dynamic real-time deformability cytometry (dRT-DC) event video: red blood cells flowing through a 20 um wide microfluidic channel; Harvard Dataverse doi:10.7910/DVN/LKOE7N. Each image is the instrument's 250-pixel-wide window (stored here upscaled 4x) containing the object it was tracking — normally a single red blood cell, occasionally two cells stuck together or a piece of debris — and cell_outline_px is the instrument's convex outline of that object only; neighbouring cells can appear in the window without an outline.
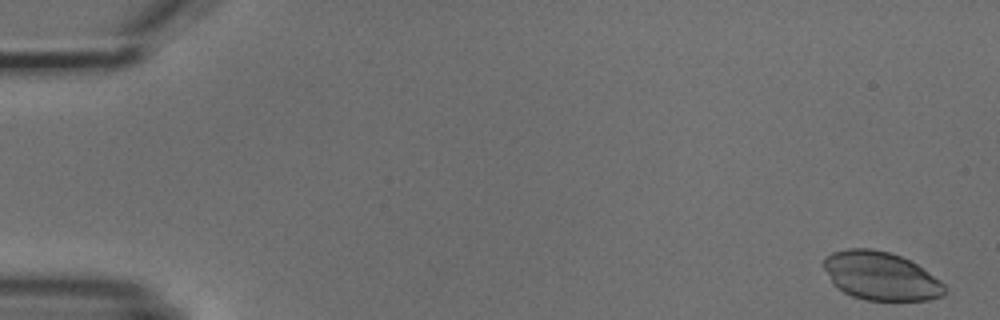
{"species": "common noctule bat (a hibernating species)", "species_latin": "Nyctalus noctula", "temperature_condition": "cold", "stored_images_in_passage": 5, "camera_frame_rate_fps": 3000, "um_per_image_px": 0.085, "animal": {"sex": "male", "body_mass_g": 18.8}, "frame": {"image": 1, "passage_image": 1, "time_ms": 0.0, "image_size_px": [1000, 320], "cell_outline_px": [[948, 288], [944, 296], [928, 300], [868, 300], [852, 296], [836, 288], [824, 268], [824, 256], [832, 252], [848, 248], [868, 248], [888, 252], [900, 256], [916, 264], [940, 280]], "centroid_in_image_um": [74.87, 23.46], "position_along_channel_um": 10.1, "area_um2": 34.04}}
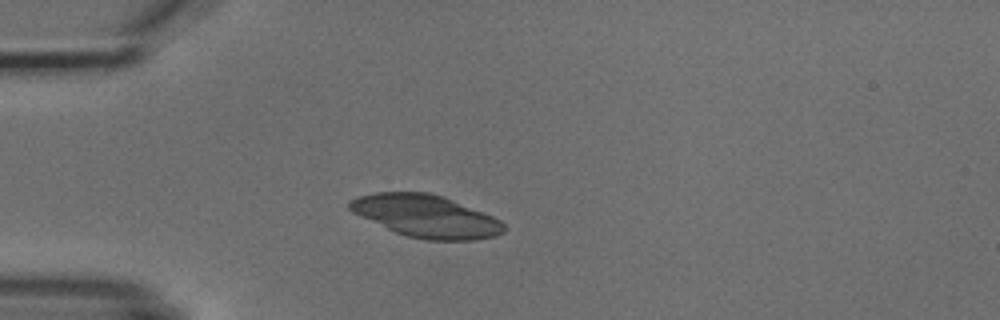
{"frame": {"image": 2, "passage_image": 4, "time_ms": 4.333, "image_size_px": [1000, 320], "cell_outline_px": [[504, 232], [496, 236], [472, 240], [428, 240], [408, 236], [396, 232], [360, 216], [352, 212], [348, 208], [348, 200], [356, 196], [376, 192], [428, 192], [444, 196], [484, 212], [500, 220], [504, 224]], "centroid_in_image_um": [36.2, 18.36], "position_along_channel_um": 48.8, "area_um2": 38.09}}